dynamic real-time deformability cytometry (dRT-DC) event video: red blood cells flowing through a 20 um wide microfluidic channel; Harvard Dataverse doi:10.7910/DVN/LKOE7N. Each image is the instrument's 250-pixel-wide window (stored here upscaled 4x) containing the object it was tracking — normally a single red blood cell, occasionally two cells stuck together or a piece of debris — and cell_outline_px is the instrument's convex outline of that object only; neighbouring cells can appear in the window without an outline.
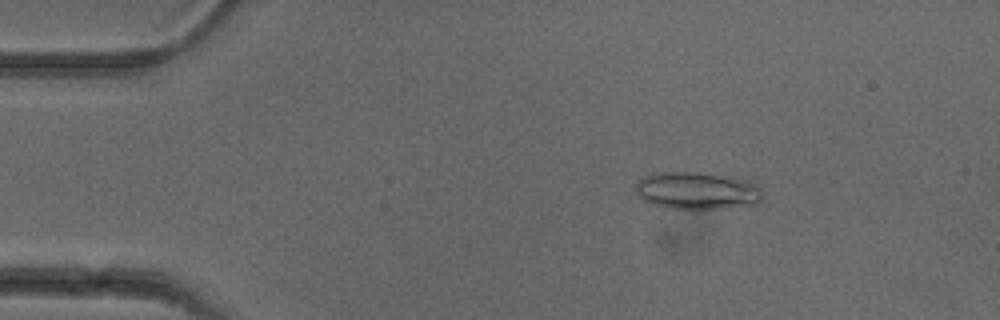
{"species": "common noctule bat (a hibernating species)", "species_latin": "Nyctalus noctula", "temperature_condition": "cold", "stored_images_in_passage": 52, "camera_frame_rate_fps": 3000, "um_per_image_px": 0.085, "animal": {"sex": "female"}, "frame": {"image": 1, "passage_image": 8, "time_ms": 2.333, "image_size_px": [1000, 320], "cell_outline_px": [[760, 200], [756, 204], [720, 208], [668, 208], [644, 200], [640, 196], [636, 188], [636, 184], [644, 176], [660, 172], [700, 172], [748, 180], [760, 188]], "centroid_in_image_um": [59.25, 16.19], "position_along_channel_um": 25.8, "area_um2": 26.99}}
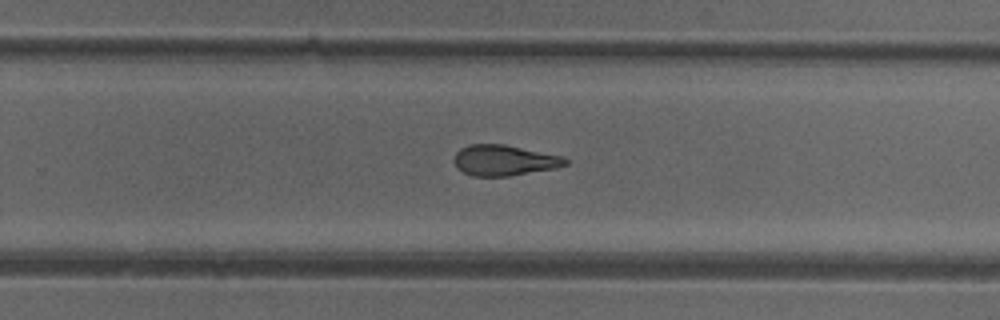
{"frame": {"image": 2, "passage_image": 33, "time_ms": 10.667, "image_size_px": [1000, 320], "cell_outline_px": [[568, 164], [556, 168], [508, 176], [476, 176], [464, 172], [456, 168], [452, 160], [456, 152], [460, 148], [468, 144], [504, 144], [564, 156], [568, 160]], "centroid_in_image_um": [42.84, 13.62], "position_along_channel_um": 287.0, "area_um2": 20.06}}
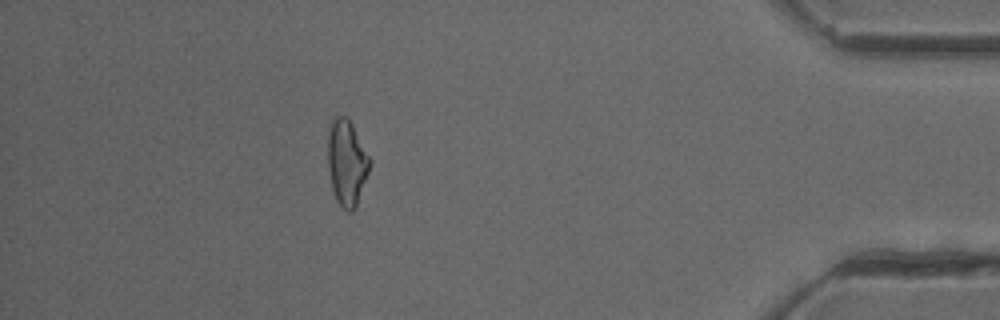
{"frame": {"image": 3, "passage_image": 46, "time_ms": 15.0, "image_size_px": [1000, 320], "cell_outline_px": [[372, 160], [356, 208], [352, 212], [348, 212], [336, 200], [332, 188], [328, 168], [328, 132], [332, 120], [336, 116], [344, 116], [352, 124]], "centroid_in_image_um": [29.48, 13.84], "position_along_channel_um": 405.7, "area_um2": 20.87}, "authors_computed_cell_mechanics": {"area_um2": 21.1837, "velocity_mm_per_s": 3.9271, "shape_relaxation_time_tau1_ms": null, "shape_relaxation_time_tau2_ms": 3.2383, "deformation_change_tau1": null, "deformation_change_tau2": 0.1088}}